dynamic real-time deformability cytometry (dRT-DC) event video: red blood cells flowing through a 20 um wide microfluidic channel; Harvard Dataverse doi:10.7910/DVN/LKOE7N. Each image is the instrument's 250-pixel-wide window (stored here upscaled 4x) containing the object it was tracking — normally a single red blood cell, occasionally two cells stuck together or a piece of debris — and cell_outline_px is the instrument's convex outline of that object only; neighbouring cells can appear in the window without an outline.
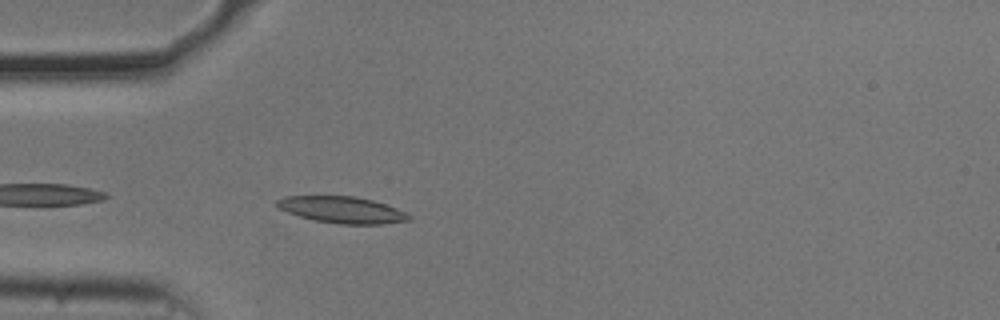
{"species": "common noctule bat (a hibernating species)", "species_latin": "Nyctalus noctula", "temperature_condition": "cold", "stored_images_in_passage": 5, "camera_frame_rate_fps": 3000, "um_per_image_px": 0.085, "animal": {"sex": "male", "body_mass_g": 20.5, "forearm_length_mm": 52.5}, "frame": {"image": 1, "passage_image": 1, "time_ms": 0.0, "image_size_px": [1000, 320], "cell_outline_px": [[412, 220], [384, 224], [340, 224], [316, 220], [300, 216], [276, 208], [276, 200], [284, 196], [356, 196], [372, 200], [396, 208], [412, 216]], "centroid_in_image_um": [29.07, 17.83], "position_along_channel_um": 55.9, "area_um2": 20.4}}
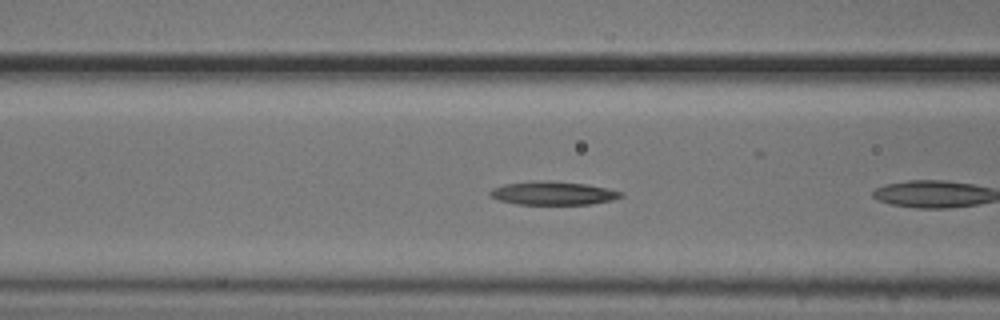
{"frame": {"image": 2, "passage_image": 4, "time_ms": 1.0, "image_size_px": [1000, 320], "cell_outline_px": [[624, 196], [612, 200], [592, 204], [516, 204], [500, 200], [488, 196], [488, 192], [492, 188], [504, 184], [588, 184], [608, 188], [624, 192]], "centroid_in_image_um": [47.08, 16.48], "position_along_channel_um": 119.5, "area_um2": 16.76}}